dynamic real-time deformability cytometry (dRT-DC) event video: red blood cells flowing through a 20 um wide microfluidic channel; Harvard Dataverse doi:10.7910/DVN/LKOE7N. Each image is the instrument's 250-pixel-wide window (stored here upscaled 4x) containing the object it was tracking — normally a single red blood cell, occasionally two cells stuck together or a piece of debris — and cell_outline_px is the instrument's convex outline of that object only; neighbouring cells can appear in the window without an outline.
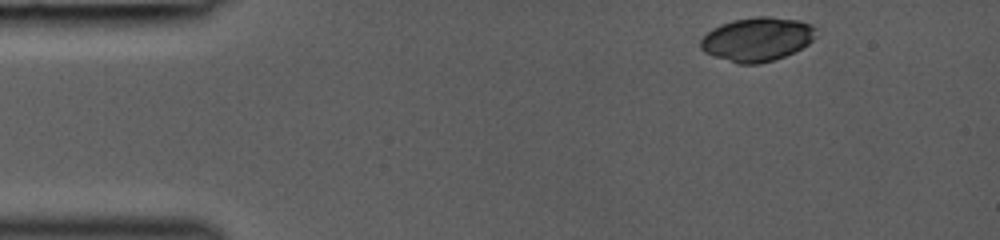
{"species": "common noctule bat (a hibernating species)", "species_latin": "Nyctalus noctula", "temperature_condition": "room temperature", "stored_images_in_passage": 36, "camera_frame_rate_fps": 3000, "um_per_image_px": 0.085, "animal": {"sex": "female", "body_mass_g": 19.0, "forearm_length_mm": 53.3}, "frame": {"image": 1, "passage_image": 1, "time_ms": 0.0, "image_size_px": [1000, 240], "cell_outline_px": [[816, 36], [808, 44], [784, 56], [760, 64], [736, 64], [712, 56], [704, 52], [700, 48], [700, 40], [712, 28], [720, 24], [732, 20], [756, 16], [768, 16], [800, 20], [812, 24], [816, 28]], "centroid_in_image_um": [64.34, 3.33], "position_along_channel_um": 20.7, "area_um2": 29.77}}
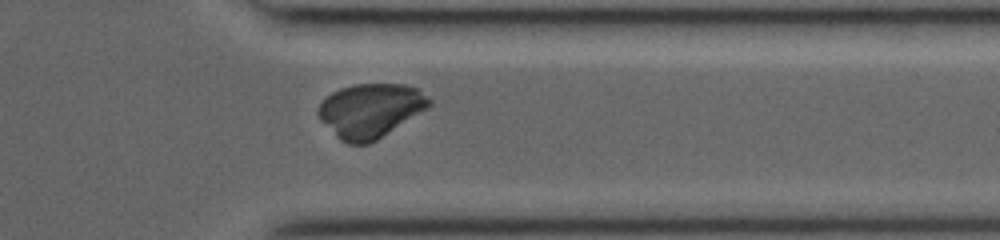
{"frame": {"image": 2, "passage_image": 31, "time_ms": 10.0, "image_size_px": [1000, 240], "cell_outline_px": [[432, 104], [428, 108], [376, 140], [368, 144], [348, 144], [340, 140], [320, 120], [316, 112], [316, 108], [332, 92], [340, 88], [356, 84], [404, 84], [416, 88], [428, 96], [432, 100]], "centroid_in_image_um": [31.47, 9.39], "position_along_channel_um": 379.9, "area_um2": 34.91}}